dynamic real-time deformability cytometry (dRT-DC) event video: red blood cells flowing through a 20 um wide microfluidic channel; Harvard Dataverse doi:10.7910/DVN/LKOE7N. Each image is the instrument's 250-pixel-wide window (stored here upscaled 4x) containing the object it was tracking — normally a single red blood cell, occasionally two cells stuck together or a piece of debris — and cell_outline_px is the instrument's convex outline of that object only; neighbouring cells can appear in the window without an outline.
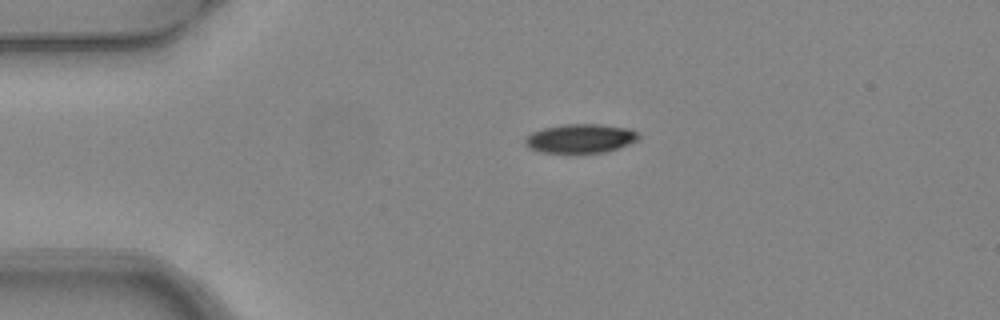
{"species": "common noctule bat (a hibernating species)", "species_latin": "Nyctalus noctula", "temperature_condition": "warm", "stored_images_in_passage": 3, "segment_of_instrument_passage": [1, 2], "camera_frame_rate_fps": 3000, "um_per_image_px": 0.085, "animal": {"sex": "female", "body_mass_g": 24.6, "forearm_length_mm": 56.2}, "frame": {"image": 1, "passage_image": 1, "time_ms": 0.0, "image_size_px": [1000, 320], "cell_outline_px": [[640, 140], [608, 152], [568, 156], [540, 152], [528, 148], [524, 144], [524, 140], [532, 132], [544, 128], [564, 124], [600, 124], [628, 128], [636, 132], [640, 136]], "centroid_in_image_um": [49.32, 11.83], "position_along_channel_um": 35.7, "area_um2": 20.17}}